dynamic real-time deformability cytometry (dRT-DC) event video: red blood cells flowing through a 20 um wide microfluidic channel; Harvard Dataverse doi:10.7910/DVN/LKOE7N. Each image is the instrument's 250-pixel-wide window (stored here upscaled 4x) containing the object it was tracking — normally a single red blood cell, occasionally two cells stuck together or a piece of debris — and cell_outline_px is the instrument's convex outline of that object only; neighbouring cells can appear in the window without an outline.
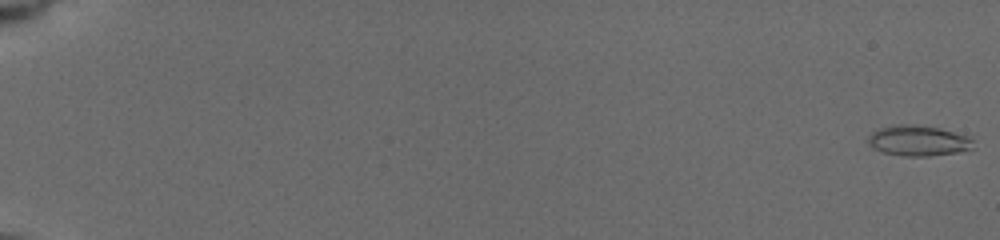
{"species": "common noctule bat (a hibernating species)", "species_latin": "Nyctalus noctula", "temperature_condition": "cold", "stored_images_in_passage": 8, "camera_frame_rate_fps": 3000, "um_per_image_px": 0.085, "animal": {"sex": "female", "body_mass_g": 19.5, "forearm_length_mm": 54.1}, "frame": {"image": 1, "passage_image": 1, "time_ms": 0.0, "image_size_px": [1000, 240], "cell_outline_px": [[976, 148], [956, 152], [928, 156], [904, 156], [884, 152], [872, 148], [868, 140], [868, 136], [872, 132], [880, 128], [900, 124], [916, 124], [940, 128], [968, 136], [972, 140]], "centroid_in_image_um": [78.07, 11.95], "position_along_channel_um": 6.9, "area_um2": 18.67}}
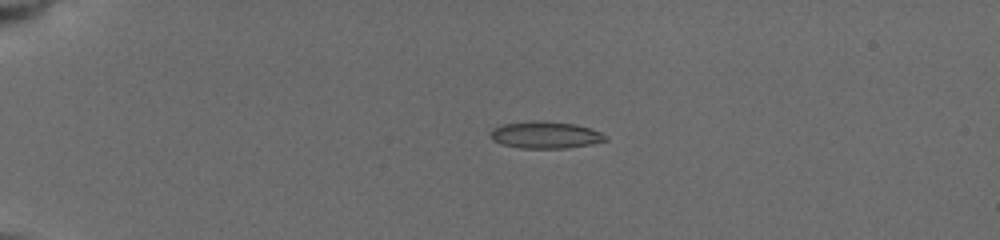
{"frame": {"image": 2, "passage_image": 5, "time_ms": 4.667, "image_size_px": [1000, 240], "cell_outline_px": [[608, 140], [592, 144], [564, 148], [520, 148], [500, 144], [492, 140], [488, 132], [492, 128], [500, 124], [528, 120], [544, 120], [576, 124], [600, 132], [608, 136]], "centroid_in_image_um": [46.3, 11.45], "position_along_channel_um": 38.7, "area_um2": 18.5}}
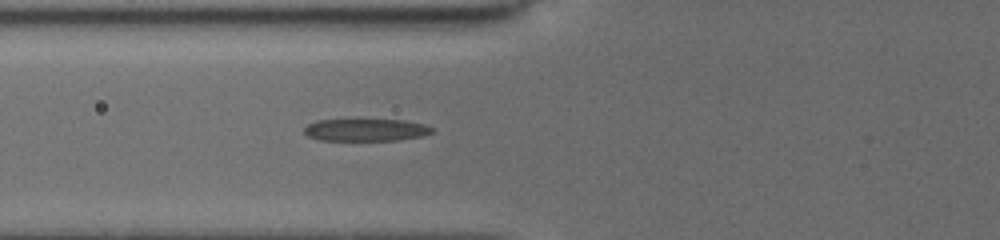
{"frame": {"image": 3, "passage_image": 8, "time_ms": 7.667, "image_size_px": [1000, 240], "cell_outline_px": [[432, 132], [420, 136], [396, 140], [320, 140], [308, 136], [304, 132], [304, 128], [308, 124], [316, 120], [404, 120], [424, 124], [432, 128]], "centroid_in_image_um": [31.06, 11.04], "position_along_channel_um": 94.7, "area_um2": 16.36}}